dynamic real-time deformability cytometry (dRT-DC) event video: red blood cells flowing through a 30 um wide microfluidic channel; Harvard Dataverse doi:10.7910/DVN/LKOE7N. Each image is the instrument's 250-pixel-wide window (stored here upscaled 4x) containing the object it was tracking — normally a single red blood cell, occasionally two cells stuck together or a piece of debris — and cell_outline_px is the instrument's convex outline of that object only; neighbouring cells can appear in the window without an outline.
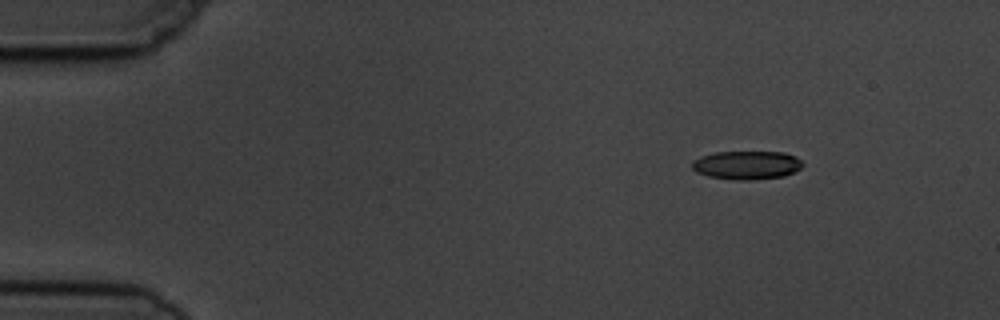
{"species": "common noctule bat (a hibernating species)", "species_latin": "Nyctalus noctula", "temperature_condition": "cold", "stored_images_in_passage": 5, "camera_frame_rate_fps": 3000, "um_per_image_px": 0.085, "animal": {"sex": "male", "body_mass_g": 19.5, "forearm_length_mm": 54.6}, "frame": {"image": 1, "passage_image": 1, "time_ms": 0.0, "image_size_px": [1000, 320], "cell_outline_px": [[804, 164], [800, 168], [784, 176], [752, 180], [736, 180], [708, 176], [696, 172], [692, 168], [692, 160], [700, 156], [716, 152], [784, 152], [796, 156]], "centroid_in_image_um": [63.45, 14.03], "position_along_channel_um": 21.5, "area_um2": 18.44}}
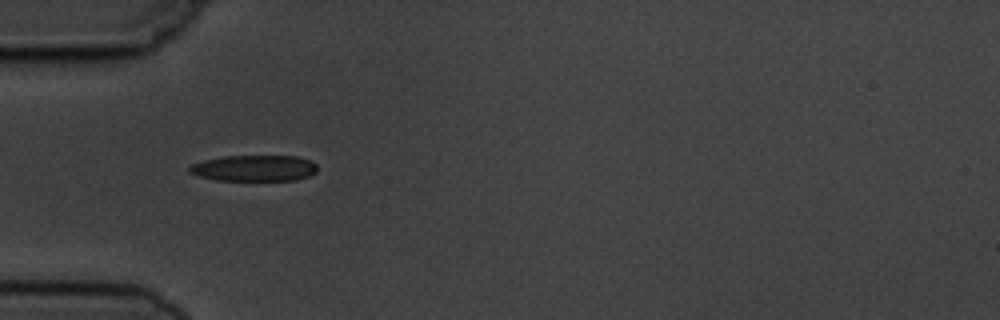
{"frame": {"image": 2, "passage_image": 4, "time_ms": 3.333, "image_size_px": [1000, 320], "cell_outline_px": [[316, 172], [308, 176], [296, 180], [216, 180], [196, 176], [188, 172], [188, 168], [192, 164], [204, 160], [224, 156], [296, 156], [308, 160], [316, 164]], "centroid_in_image_um": [21.57, 14.3], "position_along_channel_um": 63.4, "area_um2": 19.42}}
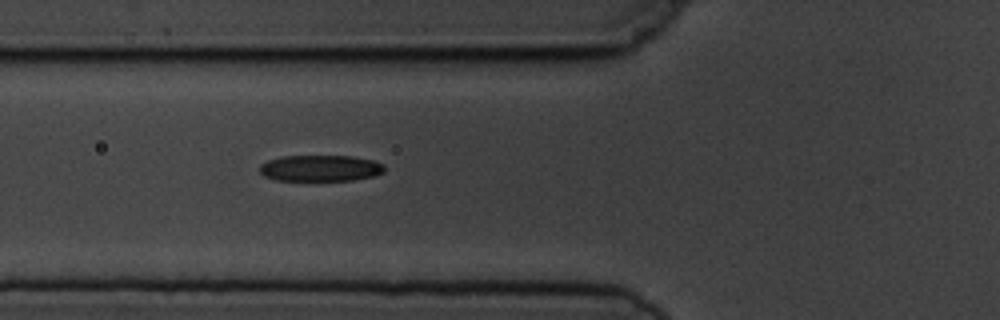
{"frame": {"image": 3, "passage_image": 5, "time_ms": 4.333, "image_size_px": [1000, 320], "cell_outline_px": [[384, 172], [376, 176], [352, 180], [276, 180], [264, 176], [260, 172], [260, 164], [268, 160], [284, 156], [352, 156], [372, 160], [384, 164]], "centroid_in_image_um": [27.25, 14.29], "position_along_channel_um": 98.5, "area_um2": 19.07}}